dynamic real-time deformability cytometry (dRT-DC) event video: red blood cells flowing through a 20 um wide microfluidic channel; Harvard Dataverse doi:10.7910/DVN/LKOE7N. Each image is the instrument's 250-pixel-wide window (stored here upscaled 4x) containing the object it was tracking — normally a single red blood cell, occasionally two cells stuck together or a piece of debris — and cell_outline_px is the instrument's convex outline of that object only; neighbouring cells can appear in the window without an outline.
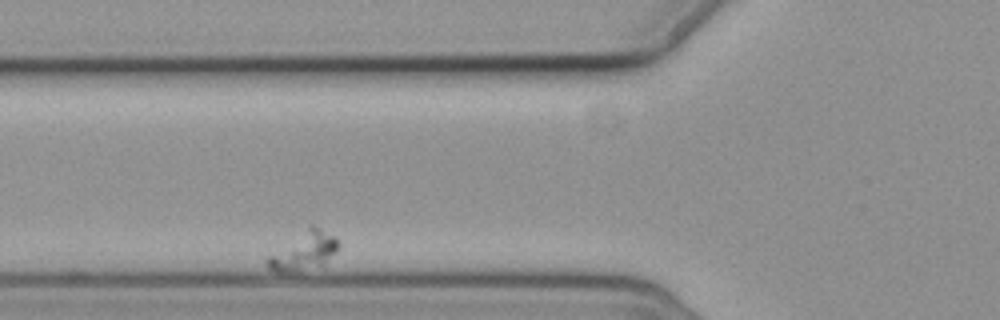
{"species": "common noctule bat (a hibernating species)", "species_latin": "Nyctalus noctula", "temperature_condition": "cold", "stored_images_in_passage": 9, "camera_frame_rate_fps": 3000, "um_per_image_px": 0.085, "animal": {"sex": "female", "body_mass_g": 19.3, "forearm_length_mm": 54.1}, "frame": {"image": 1, "passage_image": 6, "time_ms": 7.333, "image_size_px": [1000, 320], "cell_outline_px": [[340, 244], [336, 252], [324, 268], [300, 272], [276, 272], [268, 268], [264, 264], [264, 260], [268, 256], [308, 224], [312, 224], [336, 236]], "centroid_in_image_um": [25.85, 21.36], "position_along_channel_um": 99.9, "area_um2": 16.88}}
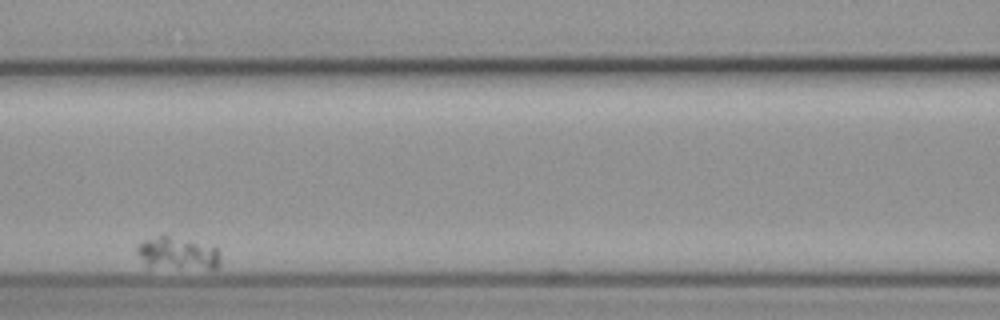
{"frame": {"image": 2, "passage_image": 8, "time_ms": 9.667, "image_size_px": [1000, 320], "cell_outline_px": [[220, 264], [216, 268], [148, 268], [136, 252], [136, 248], [144, 240], [164, 232], [216, 248], [220, 256]], "centroid_in_image_um": [15.03, 21.51], "position_along_channel_um": 151.6, "area_um2": 16.24}}